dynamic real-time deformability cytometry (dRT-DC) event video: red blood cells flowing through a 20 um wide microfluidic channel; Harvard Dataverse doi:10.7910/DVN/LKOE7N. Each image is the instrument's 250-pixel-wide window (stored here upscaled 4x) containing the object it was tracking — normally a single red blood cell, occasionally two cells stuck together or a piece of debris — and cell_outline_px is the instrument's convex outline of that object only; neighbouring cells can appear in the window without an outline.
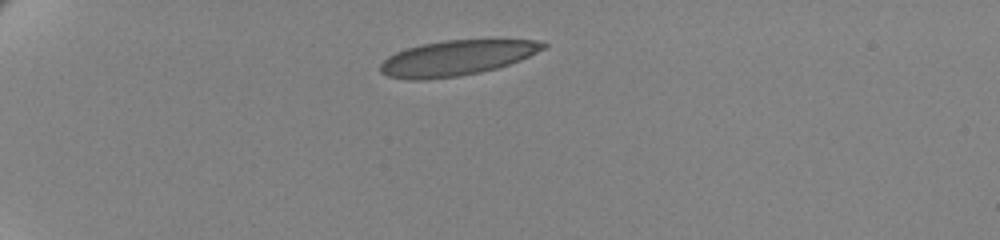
{"species": "human", "species_latin": "Homo sapiens", "temperature_condition": "cold", "stored_images_in_passage": 44, "camera_frame_rate_fps": 3000, "um_per_image_px": 0.085, "donor": {"sex": "female"}, "frame": {"image": 1, "passage_image": 1, "time_ms": 0.0, "image_size_px": [1000, 240], "cell_outline_px": [[548, 44], [544, 48], [520, 60], [496, 68], [480, 72], [456, 76], [424, 80], [408, 80], [388, 76], [380, 72], [380, 64], [388, 56], [396, 52], [420, 44], [444, 40], [536, 40]], "centroid_in_image_um": [38.76, 4.93], "position_along_channel_um": 46.2, "area_um2": 33.12}}
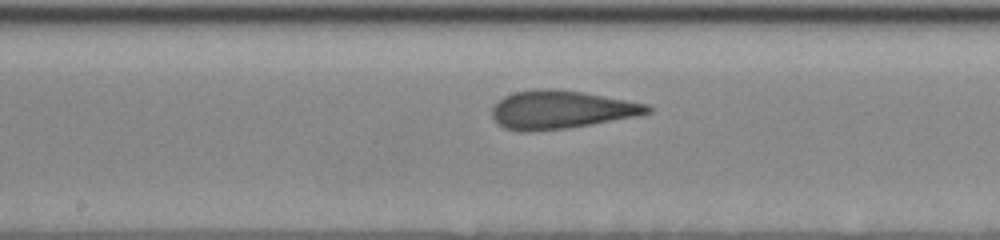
{"frame": {"image": 2, "passage_image": 19, "time_ms": 6.0, "image_size_px": [1000, 240], "cell_outline_px": [[652, 112], [636, 116], [592, 124], [568, 128], [532, 132], [520, 132], [504, 128], [496, 124], [492, 116], [492, 108], [504, 96], [516, 92], [544, 88], [548, 88], [584, 92], [648, 104], [652, 108]], "centroid_in_image_um": [47.67, 9.34], "position_along_channel_um": 200.5, "area_um2": 34.68}}
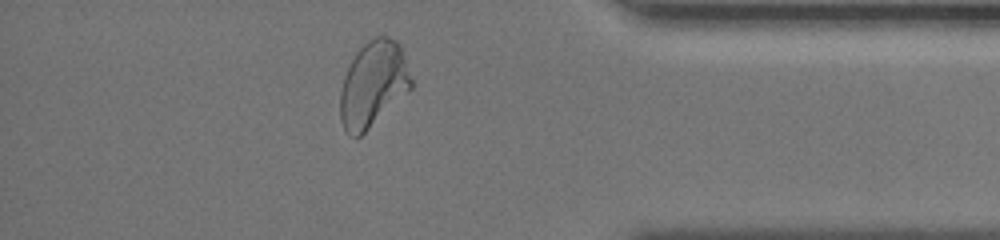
{"frame": {"image": 3, "passage_image": 38, "time_ms": 12.333, "image_size_px": [1000, 240], "cell_outline_px": [[412, 88], [408, 92], [360, 136], [352, 136], [344, 128], [340, 120], [340, 92], [344, 76], [356, 52], [368, 40], [376, 36], [388, 36], [396, 40], [400, 44], [412, 80]], "centroid_in_image_um": [31.72, 7.13], "position_along_channel_um": 403.5, "area_um2": 35.14}, "authors_computed_cell_mechanics": {"area_um2": 34.2754, "velocity_mm_per_s": 3.4444, "shape_relaxation_time_tau1_ms": 8.6261, "shape_relaxation_time_tau2_ms": 0.9895, "deformation_change_tau1": 0.2035, "deformation_change_tau2": 0.0572}}